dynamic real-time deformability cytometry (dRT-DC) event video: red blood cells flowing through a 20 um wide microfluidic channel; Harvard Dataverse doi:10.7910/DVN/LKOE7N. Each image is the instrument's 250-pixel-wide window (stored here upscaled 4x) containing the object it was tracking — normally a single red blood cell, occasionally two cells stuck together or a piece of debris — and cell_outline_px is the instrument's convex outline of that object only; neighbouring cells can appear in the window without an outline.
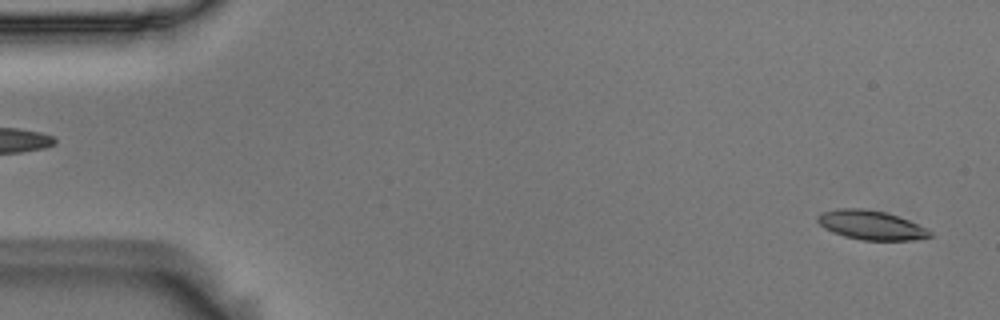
{"species": "Egyptian fruit bat (a non-hibernating species)", "species_latin": "Rousettus aegyptiacus", "temperature_condition": "room temperature", "stored_images_in_passage": 14, "camera_frame_rate_fps": 3000, "um_per_image_px": 0.085, "animal": {"sex": "male"}, "frame": {"image": 1, "passage_image": 2, "time_ms": 0.333, "image_size_px": [1000, 320], "cell_outline_px": [[932, 236], [912, 240], [860, 240], [844, 236], [832, 232], [824, 228], [816, 220], [816, 216], [820, 212], [836, 208], [864, 208], [884, 212], [908, 220], [928, 228], [932, 232]], "centroid_in_image_um": [74.0, 19.13], "position_along_channel_um": 11.0, "area_um2": 19.25}}
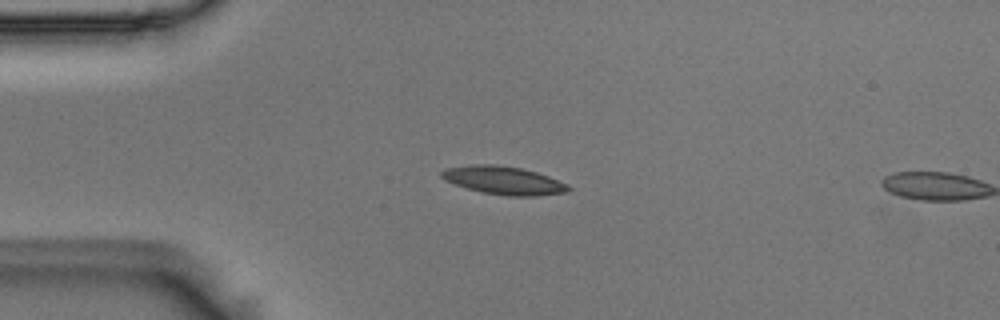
{"frame": {"image": 2, "passage_image": 13, "time_ms": 4.0, "image_size_px": [1000, 320], "cell_outline_px": [[572, 188], [568, 192], [536, 196], [508, 196], [484, 192], [468, 188], [444, 180], [440, 176], [440, 172], [444, 168], [472, 164], [492, 164], [520, 168], [536, 172], [548, 176], [568, 184]], "centroid_in_image_um": [42.81, 15.33], "position_along_channel_um": 42.2, "area_um2": 20.75}}